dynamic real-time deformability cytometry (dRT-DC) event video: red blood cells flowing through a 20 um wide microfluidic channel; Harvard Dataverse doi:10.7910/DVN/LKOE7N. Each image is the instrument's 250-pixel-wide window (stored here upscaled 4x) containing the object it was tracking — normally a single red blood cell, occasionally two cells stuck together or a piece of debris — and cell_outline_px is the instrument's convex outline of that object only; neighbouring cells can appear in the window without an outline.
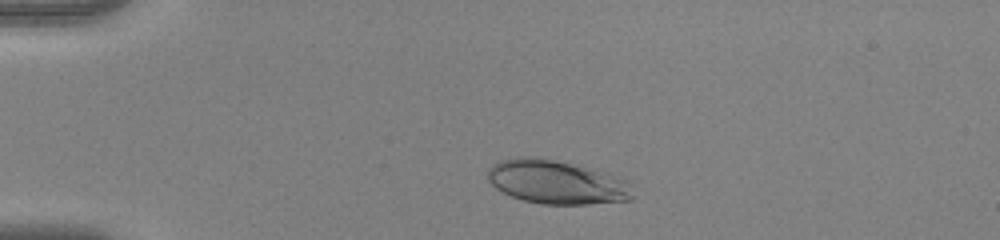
{"species": "human", "species_latin": "Homo sapiens", "temperature_condition": "warm", "stored_images_in_passage": 42, "camera_frame_rate_fps": 3000, "um_per_image_px": 0.085, "donor": {"sex": "female"}, "frame": {"image": 1, "passage_image": 2, "time_ms": 0.333, "image_size_px": [1000, 240], "cell_outline_px": [[632, 200], [588, 204], [540, 204], [524, 200], [512, 196], [496, 188], [488, 180], [488, 168], [492, 164], [500, 160], [516, 156], [532, 156], [552, 160], [608, 172], [628, 180], [632, 196]], "centroid_in_image_um": [47.31, 15.47], "position_along_channel_um": 37.7, "area_um2": 36.99}}
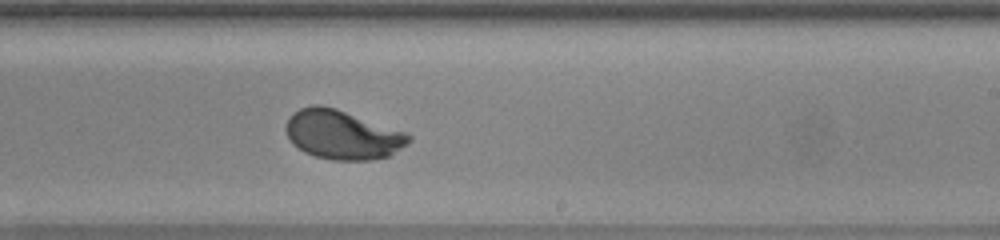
{"frame": {"image": 2, "passage_image": 23, "time_ms": 7.333, "image_size_px": [1000, 240], "cell_outline_px": [[412, 140], [408, 144], [392, 156], [372, 160], [332, 160], [316, 156], [304, 152], [292, 144], [284, 128], [292, 112], [300, 108], [312, 104], [320, 104], [336, 108], [404, 132], [412, 136]], "centroid_in_image_um": [29.1, 11.46], "position_along_channel_um": 259.9, "area_um2": 35.37}}
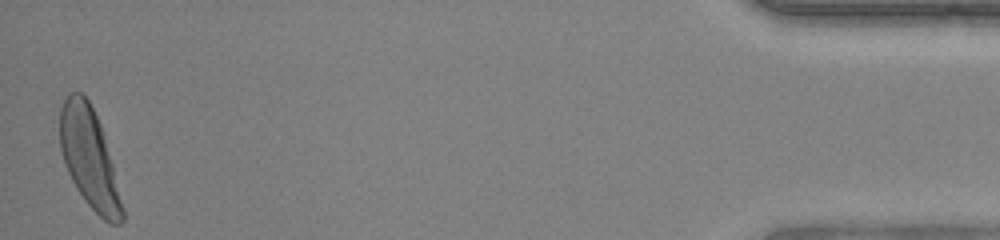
{"frame": {"image": 3, "passage_image": 42, "time_ms": 13.667, "image_size_px": [1000, 240], "cell_outline_px": [[124, 220], [120, 224], [108, 224], [84, 200], [76, 188], [64, 164], [60, 148], [60, 108], [68, 92], [80, 92], [88, 100], [100, 124], [104, 136], [112, 164], [124, 208]], "centroid_in_image_um": [7.58, 13.46], "position_along_channel_um": 427.6, "area_um2": 36.01}, "authors_computed_cell_mechanics": {"area_um2": 35.0557, "velocity_mm_per_s": 3.9185, "shape_relaxation_time_tau1_ms": 2.6701, "shape_relaxation_time_tau2_ms": null, "deformation_change_tau1": 0.1919, "deformation_change_tau2": null}}